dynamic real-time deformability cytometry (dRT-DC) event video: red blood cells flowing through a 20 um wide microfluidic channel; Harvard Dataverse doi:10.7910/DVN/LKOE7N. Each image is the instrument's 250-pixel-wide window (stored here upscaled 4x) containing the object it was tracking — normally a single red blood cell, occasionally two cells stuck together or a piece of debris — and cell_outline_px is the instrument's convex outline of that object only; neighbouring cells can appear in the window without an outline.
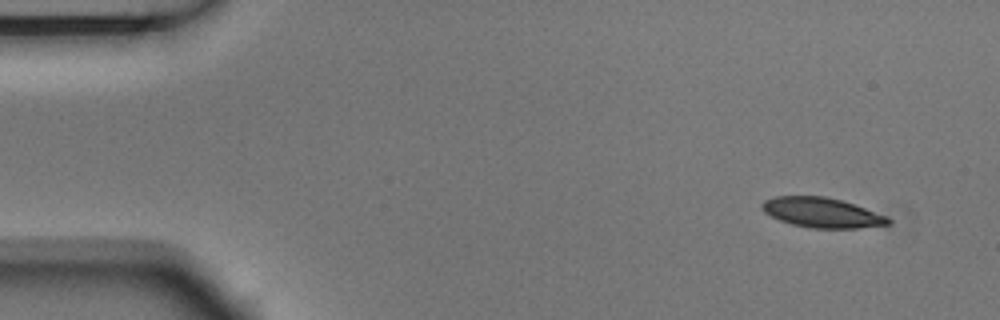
{"species": "Egyptian fruit bat (a non-hibernating species)", "species_latin": "Rousettus aegyptiacus", "temperature_condition": "room temperature", "stored_images_in_passage": 4, "camera_frame_rate_fps": 3000, "um_per_image_px": 0.085, "animal": {"sex": "male"}, "frame": {"image": 1, "passage_image": 1, "time_ms": 0.0, "image_size_px": [1000, 320], "cell_outline_px": [[892, 224], [856, 228], [812, 228], [792, 224], [780, 220], [764, 212], [760, 208], [760, 204], [764, 200], [772, 196], [824, 196], [840, 200], [888, 216], [892, 220]], "centroid_in_image_um": [69.84, 18.07], "position_along_channel_um": 15.2, "area_um2": 21.96}}
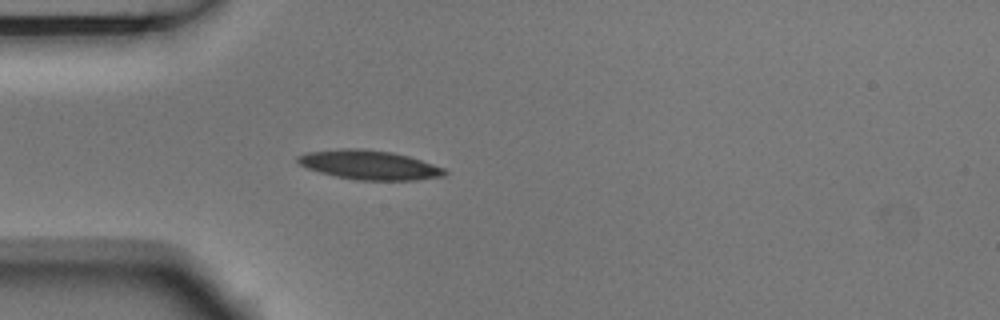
{"frame": {"image": 2, "passage_image": 4, "time_ms": 1.0, "image_size_px": [1000, 320], "cell_outline_px": [[448, 172], [444, 176], [416, 180], [356, 180], [336, 176], [320, 172], [308, 168], [300, 164], [296, 160], [296, 156], [308, 152], [340, 148], [364, 148], [392, 152], [408, 156], [444, 168]], "centroid_in_image_um": [31.38, 14.01], "position_along_channel_um": 53.6, "area_um2": 25.03}}